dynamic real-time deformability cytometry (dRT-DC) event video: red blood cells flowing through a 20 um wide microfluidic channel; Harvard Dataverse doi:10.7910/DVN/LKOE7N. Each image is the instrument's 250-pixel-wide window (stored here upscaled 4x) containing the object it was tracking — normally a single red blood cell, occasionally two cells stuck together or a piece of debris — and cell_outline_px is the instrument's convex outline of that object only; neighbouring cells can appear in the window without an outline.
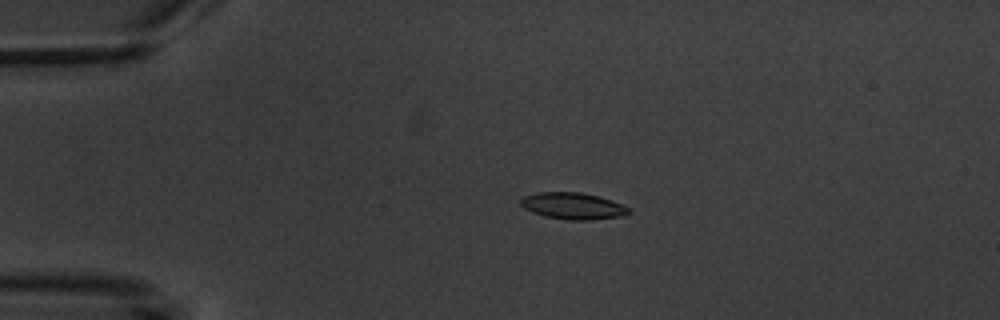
{"species": "common noctule bat (a hibernating species)", "species_latin": "Nyctalus noctula", "temperature_condition": "warm", "stored_images_in_passage": 4, "camera_frame_rate_fps": 3000, "um_per_image_px": 0.085, "animal": {"sex": "male", "body_mass_g": 20.1, "forearm_length_mm": 53.5}, "frame": {"image": 1, "passage_image": 3, "time_ms": 2.333, "image_size_px": [1000, 320], "cell_outline_px": [[632, 212], [624, 216], [592, 220], [568, 220], [544, 216], [532, 212], [524, 208], [520, 204], [520, 200], [524, 196], [536, 192], [580, 192], [600, 196], [612, 200], [632, 208]], "centroid_in_image_um": [48.75, 17.51], "position_along_channel_um": 36.2, "area_um2": 17.11}}